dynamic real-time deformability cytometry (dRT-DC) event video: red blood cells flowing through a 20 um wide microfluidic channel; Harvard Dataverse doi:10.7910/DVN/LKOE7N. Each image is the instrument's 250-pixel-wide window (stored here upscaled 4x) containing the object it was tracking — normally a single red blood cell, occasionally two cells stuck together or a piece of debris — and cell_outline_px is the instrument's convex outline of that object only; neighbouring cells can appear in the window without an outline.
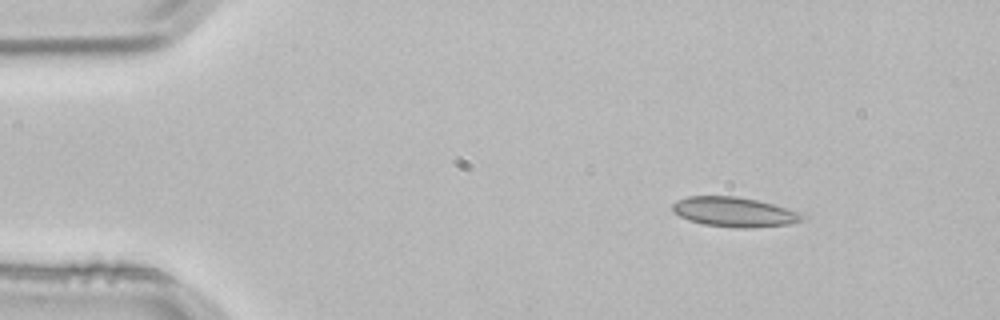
{"species": "common noctule bat (a hibernating species)", "species_latin": "Nyctalus noctula", "temperature_condition": "room temperature", "stored_images_in_passage": 3, "camera_frame_rate_fps": 3000, "um_per_image_px": 0.085, "animal": {"sex": "male", "body_mass_g": 21.5, "forearm_length_mm": 52.0}, "frame": {"image": 1, "passage_image": 1, "time_ms": 0.0, "image_size_px": [1000, 320], "cell_outline_px": [[808, 216], [804, 220], [788, 224], [752, 228], [736, 228], [704, 224], [688, 220], [672, 212], [672, 204], [676, 200], [688, 196], [736, 196], [756, 200], [804, 212]], "centroid_in_image_um": [62.45, 18.02], "position_along_channel_um": 22.5, "area_um2": 22.77}}
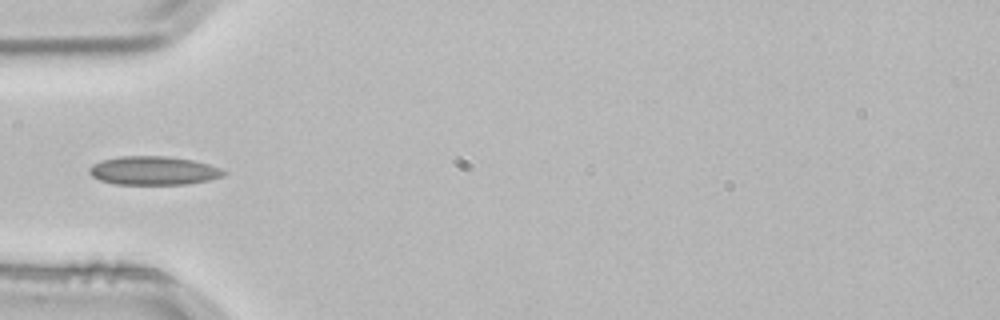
{"frame": {"image": 2, "passage_image": 3, "time_ms": 0.667, "image_size_px": [1000, 320], "cell_outline_px": [[228, 172], [224, 176], [208, 180], [188, 184], [112, 184], [100, 180], [92, 176], [88, 172], [88, 168], [92, 164], [100, 160], [120, 156], [168, 156], [192, 160], [208, 164], [220, 168]], "centroid_in_image_um": [13.03, 14.5], "position_along_channel_um": 72.0, "area_um2": 22.6}}